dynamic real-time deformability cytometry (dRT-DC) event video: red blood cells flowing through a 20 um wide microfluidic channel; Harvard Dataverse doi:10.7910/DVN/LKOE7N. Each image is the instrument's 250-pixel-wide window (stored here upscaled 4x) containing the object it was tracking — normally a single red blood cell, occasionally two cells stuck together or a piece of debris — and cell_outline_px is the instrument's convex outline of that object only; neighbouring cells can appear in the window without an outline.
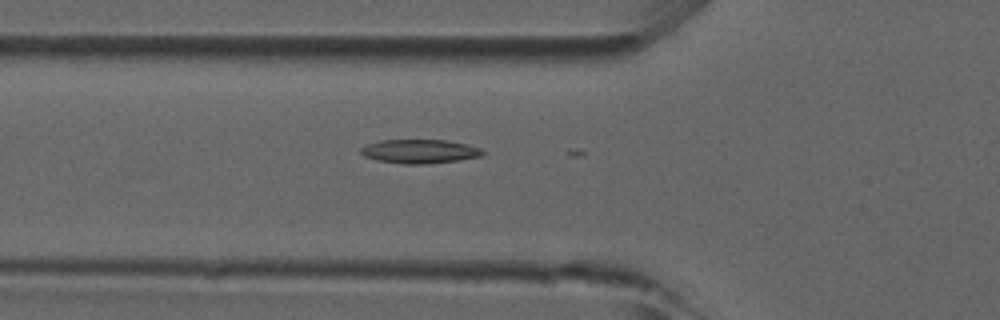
{"species": "common noctule bat (a hibernating species)", "species_latin": "Nyctalus noctula", "temperature_condition": "room temperature", "stored_images_in_passage": 29, "camera_frame_rate_fps": 3000, "um_per_image_px": 0.085, "animal": {"sex": "male", "forearm_length_mm": 52.5}, "frame": {"image": 1, "passage_image": 17, "time_ms": 5.333, "image_size_px": [1000, 320], "cell_outline_px": [[484, 152], [480, 156], [456, 160], [424, 164], [404, 164], [376, 160], [364, 156], [360, 152], [360, 148], [368, 144], [380, 140], [444, 140], [468, 144], [480, 148]], "centroid_in_image_um": [35.63, 12.86], "position_along_channel_um": 90.2, "area_um2": 16.82}}